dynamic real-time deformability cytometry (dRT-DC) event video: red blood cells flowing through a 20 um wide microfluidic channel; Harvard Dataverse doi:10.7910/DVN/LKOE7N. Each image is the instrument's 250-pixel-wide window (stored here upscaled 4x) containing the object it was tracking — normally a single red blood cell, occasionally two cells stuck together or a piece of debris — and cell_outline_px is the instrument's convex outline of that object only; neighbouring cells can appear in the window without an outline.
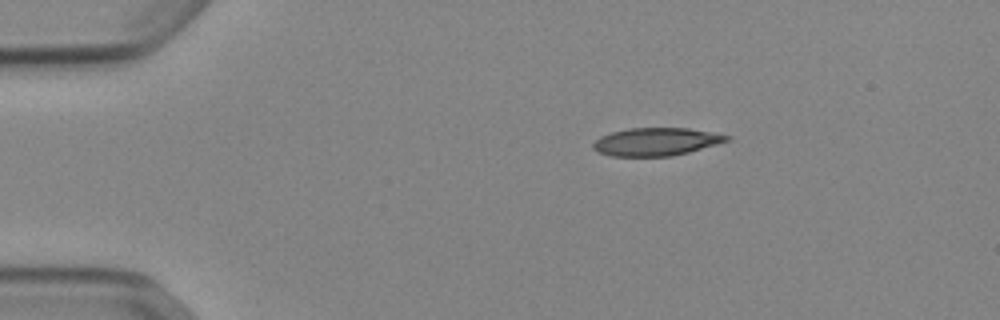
{"species": "Egyptian fruit bat (a non-hibernating species)", "species_latin": "Rousettus aegyptiacus", "temperature_condition": "cold", "stored_images_in_passage": 44, "camera_frame_rate_fps": 3000, "um_per_image_px": 0.085, "animal": {"sex": "female"}, "frame": {"image": 1, "passage_image": 1, "time_ms": 0.0, "image_size_px": [1000, 320], "cell_outline_px": [[732, 140], [688, 152], [672, 156], [612, 156], [600, 152], [592, 148], [592, 144], [600, 136], [612, 132], [628, 128], [688, 128], [732, 136]], "centroid_in_image_um": [55.79, 12.04], "position_along_channel_um": 29.2, "area_um2": 21.68}}
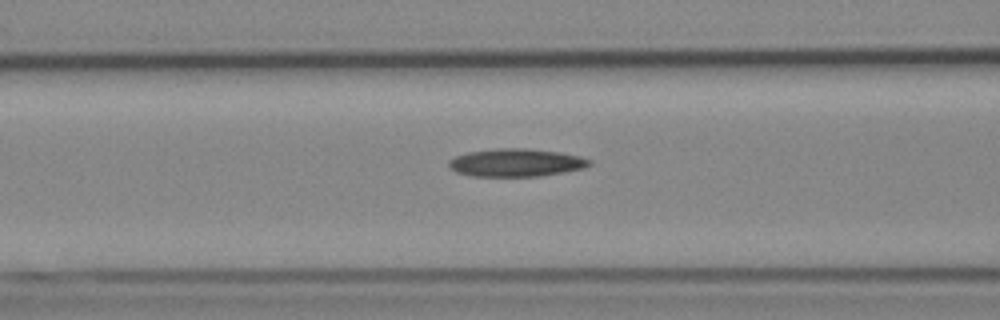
{"frame": {"image": 2, "passage_image": 13, "time_ms": 4.0, "image_size_px": [1000, 320], "cell_outline_px": [[592, 164], [584, 168], [564, 172], [540, 176], [472, 176], [456, 172], [448, 164], [448, 160], [456, 156], [468, 152], [496, 148], [528, 148], [560, 152], [580, 156], [592, 160]], "centroid_in_image_um": [43.89, 13.82], "position_along_channel_um": 122.7, "area_um2": 22.95}}
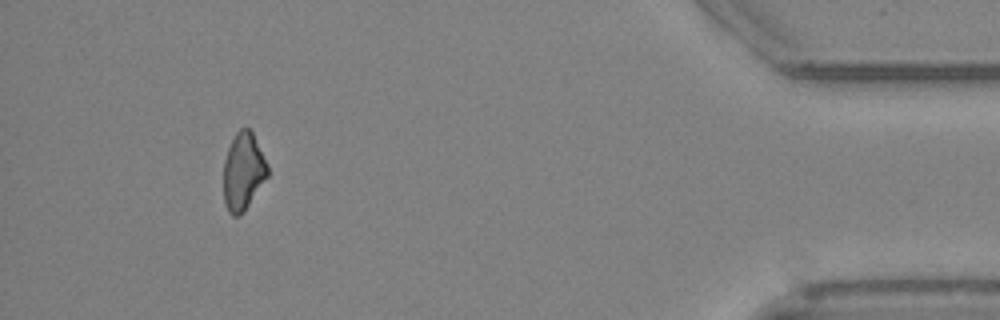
{"frame": {"image": 3, "passage_image": 40, "time_ms": 13.0, "image_size_px": [1000, 320], "cell_outline_px": [[268, 176], [244, 212], [240, 216], [232, 216], [228, 212], [224, 204], [224, 160], [228, 148], [236, 132], [240, 128], [248, 128], [252, 132], [268, 164]], "centroid_in_image_um": [20.67, 14.61], "position_along_channel_um": 414.5, "area_um2": 19.94}}